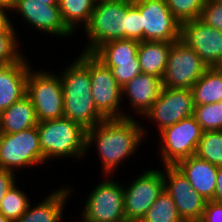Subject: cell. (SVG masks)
Returning <instances> with one entry per match:
<instances>
[{"label": "cell", "instance_id": "36", "mask_svg": "<svg viewBox=\"0 0 222 222\" xmlns=\"http://www.w3.org/2000/svg\"><path fill=\"white\" fill-rule=\"evenodd\" d=\"M15 172L0 168V201L5 196L7 191L16 183Z\"/></svg>", "mask_w": 222, "mask_h": 222}, {"label": "cell", "instance_id": "11", "mask_svg": "<svg viewBox=\"0 0 222 222\" xmlns=\"http://www.w3.org/2000/svg\"><path fill=\"white\" fill-rule=\"evenodd\" d=\"M164 190L163 170L148 169L124 185V215L127 222H140Z\"/></svg>", "mask_w": 222, "mask_h": 222}, {"label": "cell", "instance_id": "12", "mask_svg": "<svg viewBox=\"0 0 222 222\" xmlns=\"http://www.w3.org/2000/svg\"><path fill=\"white\" fill-rule=\"evenodd\" d=\"M133 4L142 16L144 41L180 40L181 24L169 10L166 0H133Z\"/></svg>", "mask_w": 222, "mask_h": 222}, {"label": "cell", "instance_id": "15", "mask_svg": "<svg viewBox=\"0 0 222 222\" xmlns=\"http://www.w3.org/2000/svg\"><path fill=\"white\" fill-rule=\"evenodd\" d=\"M180 40L192 48L208 67H217L222 61V31L200 19L181 24Z\"/></svg>", "mask_w": 222, "mask_h": 222}, {"label": "cell", "instance_id": "33", "mask_svg": "<svg viewBox=\"0 0 222 222\" xmlns=\"http://www.w3.org/2000/svg\"><path fill=\"white\" fill-rule=\"evenodd\" d=\"M126 39L144 41V28L142 27V16L140 10L131 0L127 4L126 11Z\"/></svg>", "mask_w": 222, "mask_h": 222}, {"label": "cell", "instance_id": "5", "mask_svg": "<svg viewBox=\"0 0 222 222\" xmlns=\"http://www.w3.org/2000/svg\"><path fill=\"white\" fill-rule=\"evenodd\" d=\"M33 70L31 67L27 76L26 95L33 103L38 121L63 117V90L59 73Z\"/></svg>", "mask_w": 222, "mask_h": 222}, {"label": "cell", "instance_id": "37", "mask_svg": "<svg viewBox=\"0 0 222 222\" xmlns=\"http://www.w3.org/2000/svg\"><path fill=\"white\" fill-rule=\"evenodd\" d=\"M11 11V7H0V31L15 30L7 12Z\"/></svg>", "mask_w": 222, "mask_h": 222}, {"label": "cell", "instance_id": "17", "mask_svg": "<svg viewBox=\"0 0 222 222\" xmlns=\"http://www.w3.org/2000/svg\"><path fill=\"white\" fill-rule=\"evenodd\" d=\"M31 67L25 56L15 63L0 65V113L26 95Z\"/></svg>", "mask_w": 222, "mask_h": 222}, {"label": "cell", "instance_id": "20", "mask_svg": "<svg viewBox=\"0 0 222 222\" xmlns=\"http://www.w3.org/2000/svg\"><path fill=\"white\" fill-rule=\"evenodd\" d=\"M71 190L67 186L53 190L32 208L30 202L26 212L15 222H61Z\"/></svg>", "mask_w": 222, "mask_h": 222}, {"label": "cell", "instance_id": "21", "mask_svg": "<svg viewBox=\"0 0 222 222\" xmlns=\"http://www.w3.org/2000/svg\"><path fill=\"white\" fill-rule=\"evenodd\" d=\"M39 123L31 99L25 95L0 113V134H13Z\"/></svg>", "mask_w": 222, "mask_h": 222}, {"label": "cell", "instance_id": "16", "mask_svg": "<svg viewBox=\"0 0 222 222\" xmlns=\"http://www.w3.org/2000/svg\"><path fill=\"white\" fill-rule=\"evenodd\" d=\"M11 11L20 13L23 23L30 27L51 34L53 37H69L74 34L63 22L58 5H46L35 0H13Z\"/></svg>", "mask_w": 222, "mask_h": 222}, {"label": "cell", "instance_id": "27", "mask_svg": "<svg viewBox=\"0 0 222 222\" xmlns=\"http://www.w3.org/2000/svg\"><path fill=\"white\" fill-rule=\"evenodd\" d=\"M29 195L15 184L0 201V212L11 222L17 221L30 204Z\"/></svg>", "mask_w": 222, "mask_h": 222}, {"label": "cell", "instance_id": "39", "mask_svg": "<svg viewBox=\"0 0 222 222\" xmlns=\"http://www.w3.org/2000/svg\"><path fill=\"white\" fill-rule=\"evenodd\" d=\"M35 1L42 2L43 4L46 5H58L59 2V0H35Z\"/></svg>", "mask_w": 222, "mask_h": 222}, {"label": "cell", "instance_id": "34", "mask_svg": "<svg viewBox=\"0 0 222 222\" xmlns=\"http://www.w3.org/2000/svg\"><path fill=\"white\" fill-rule=\"evenodd\" d=\"M200 20L206 25L222 31V1L207 0Z\"/></svg>", "mask_w": 222, "mask_h": 222}, {"label": "cell", "instance_id": "10", "mask_svg": "<svg viewBox=\"0 0 222 222\" xmlns=\"http://www.w3.org/2000/svg\"><path fill=\"white\" fill-rule=\"evenodd\" d=\"M207 68L208 66L192 48L182 40H178L173 42L170 48L162 86L192 89Z\"/></svg>", "mask_w": 222, "mask_h": 222}, {"label": "cell", "instance_id": "40", "mask_svg": "<svg viewBox=\"0 0 222 222\" xmlns=\"http://www.w3.org/2000/svg\"><path fill=\"white\" fill-rule=\"evenodd\" d=\"M13 0H0V7H11Z\"/></svg>", "mask_w": 222, "mask_h": 222}, {"label": "cell", "instance_id": "32", "mask_svg": "<svg viewBox=\"0 0 222 222\" xmlns=\"http://www.w3.org/2000/svg\"><path fill=\"white\" fill-rule=\"evenodd\" d=\"M106 67L111 69L116 82L124 87L134 77L142 73L139 61L125 62H102Z\"/></svg>", "mask_w": 222, "mask_h": 222}, {"label": "cell", "instance_id": "26", "mask_svg": "<svg viewBox=\"0 0 222 222\" xmlns=\"http://www.w3.org/2000/svg\"><path fill=\"white\" fill-rule=\"evenodd\" d=\"M140 222H184L171 196L163 190Z\"/></svg>", "mask_w": 222, "mask_h": 222}, {"label": "cell", "instance_id": "19", "mask_svg": "<svg viewBox=\"0 0 222 222\" xmlns=\"http://www.w3.org/2000/svg\"><path fill=\"white\" fill-rule=\"evenodd\" d=\"M206 201H212L216 190L218 167L208 161L192 155L175 165Z\"/></svg>", "mask_w": 222, "mask_h": 222}, {"label": "cell", "instance_id": "29", "mask_svg": "<svg viewBox=\"0 0 222 222\" xmlns=\"http://www.w3.org/2000/svg\"><path fill=\"white\" fill-rule=\"evenodd\" d=\"M193 116L203 131L222 130V101L194 106Z\"/></svg>", "mask_w": 222, "mask_h": 222}, {"label": "cell", "instance_id": "6", "mask_svg": "<svg viewBox=\"0 0 222 222\" xmlns=\"http://www.w3.org/2000/svg\"><path fill=\"white\" fill-rule=\"evenodd\" d=\"M43 163L37 126L18 133L0 134V168L16 173Z\"/></svg>", "mask_w": 222, "mask_h": 222}, {"label": "cell", "instance_id": "7", "mask_svg": "<svg viewBox=\"0 0 222 222\" xmlns=\"http://www.w3.org/2000/svg\"><path fill=\"white\" fill-rule=\"evenodd\" d=\"M89 193L81 222H127L124 215V185L105 176ZM109 177V178H108Z\"/></svg>", "mask_w": 222, "mask_h": 222}, {"label": "cell", "instance_id": "13", "mask_svg": "<svg viewBox=\"0 0 222 222\" xmlns=\"http://www.w3.org/2000/svg\"><path fill=\"white\" fill-rule=\"evenodd\" d=\"M194 112L192 89L163 87L159 97L143 116L157 123L159 132L190 117Z\"/></svg>", "mask_w": 222, "mask_h": 222}, {"label": "cell", "instance_id": "35", "mask_svg": "<svg viewBox=\"0 0 222 222\" xmlns=\"http://www.w3.org/2000/svg\"><path fill=\"white\" fill-rule=\"evenodd\" d=\"M199 222H222V204L206 201L205 209Z\"/></svg>", "mask_w": 222, "mask_h": 222}, {"label": "cell", "instance_id": "41", "mask_svg": "<svg viewBox=\"0 0 222 222\" xmlns=\"http://www.w3.org/2000/svg\"><path fill=\"white\" fill-rule=\"evenodd\" d=\"M0 222H11L0 212Z\"/></svg>", "mask_w": 222, "mask_h": 222}, {"label": "cell", "instance_id": "14", "mask_svg": "<svg viewBox=\"0 0 222 222\" xmlns=\"http://www.w3.org/2000/svg\"><path fill=\"white\" fill-rule=\"evenodd\" d=\"M163 169L164 190L173 199L179 216L184 222H199L206 200L176 166H164Z\"/></svg>", "mask_w": 222, "mask_h": 222}, {"label": "cell", "instance_id": "42", "mask_svg": "<svg viewBox=\"0 0 222 222\" xmlns=\"http://www.w3.org/2000/svg\"><path fill=\"white\" fill-rule=\"evenodd\" d=\"M220 70H222V61L220 62V64L217 66Z\"/></svg>", "mask_w": 222, "mask_h": 222}, {"label": "cell", "instance_id": "23", "mask_svg": "<svg viewBox=\"0 0 222 222\" xmlns=\"http://www.w3.org/2000/svg\"><path fill=\"white\" fill-rule=\"evenodd\" d=\"M194 106L222 101V70L208 67L192 87Z\"/></svg>", "mask_w": 222, "mask_h": 222}, {"label": "cell", "instance_id": "31", "mask_svg": "<svg viewBox=\"0 0 222 222\" xmlns=\"http://www.w3.org/2000/svg\"><path fill=\"white\" fill-rule=\"evenodd\" d=\"M16 32V30L0 31V65L15 63L24 56Z\"/></svg>", "mask_w": 222, "mask_h": 222}, {"label": "cell", "instance_id": "30", "mask_svg": "<svg viewBox=\"0 0 222 222\" xmlns=\"http://www.w3.org/2000/svg\"><path fill=\"white\" fill-rule=\"evenodd\" d=\"M207 0H166L174 18L180 23L200 19Z\"/></svg>", "mask_w": 222, "mask_h": 222}, {"label": "cell", "instance_id": "9", "mask_svg": "<svg viewBox=\"0 0 222 222\" xmlns=\"http://www.w3.org/2000/svg\"><path fill=\"white\" fill-rule=\"evenodd\" d=\"M91 91L95 107L105 119L136 118L120 108L122 87L116 82L111 69L90 53Z\"/></svg>", "mask_w": 222, "mask_h": 222}, {"label": "cell", "instance_id": "3", "mask_svg": "<svg viewBox=\"0 0 222 222\" xmlns=\"http://www.w3.org/2000/svg\"><path fill=\"white\" fill-rule=\"evenodd\" d=\"M39 145L46 161L56 158L86 157V129L81 125L61 117L37 124Z\"/></svg>", "mask_w": 222, "mask_h": 222}, {"label": "cell", "instance_id": "25", "mask_svg": "<svg viewBox=\"0 0 222 222\" xmlns=\"http://www.w3.org/2000/svg\"><path fill=\"white\" fill-rule=\"evenodd\" d=\"M97 0H59L58 6L66 26L75 33L76 28L83 23H89Z\"/></svg>", "mask_w": 222, "mask_h": 222}, {"label": "cell", "instance_id": "28", "mask_svg": "<svg viewBox=\"0 0 222 222\" xmlns=\"http://www.w3.org/2000/svg\"><path fill=\"white\" fill-rule=\"evenodd\" d=\"M196 156L208 161L214 166H222V130L203 131L199 141Z\"/></svg>", "mask_w": 222, "mask_h": 222}, {"label": "cell", "instance_id": "22", "mask_svg": "<svg viewBox=\"0 0 222 222\" xmlns=\"http://www.w3.org/2000/svg\"><path fill=\"white\" fill-rule=\"evenodd\" d=\"M173 42L142 41L139 43L138 60L142 73L163 77Z\"/></svg>", "mask_w": 222, "mask_h": 222}, {"label": "cell", "instance_id": "8", "mask_svg": "<svg viewBox=\"0 0 222 222\" xmlns=\"http://www.w3.org/2000/svg\"><path fill=\"white\" fill-rule=\"evenodd\" d=\"M203 130L192 115L159 132L160 158L164 166H175L180 160L196 154Z\"/></svg>", "mask_w": 222, "mask_h": 222}, {"label": "cell", "instance_id": "24", "mask_svg": "<svg viewBox=\"0 0 222 222\" xmlns=\"http://www.w3.org/2000/svg\"><path fill=\"white\" fill-rule=\"evenodd\" d=\"M139 43L132 39H116L102 44L92 54L101 62L139 61Z\"/></svg>", "mask_w": 222, "mask_h": 222}, {"label": "cell", "instance_id": "1", "mask_svg": "<svg viewBox=\"0 0 222 222\" xmlns=\"http://www.w3.org/2000/svg\"><path fill=\"white\" fill-rule=\"evenodd\" d=\"M139 123L134 118L105 119L86 131V152L92 146L97 148L103 176L114 175L117 167L138 151L147 137L146 127Z\"/></svg>", "mask_w": 222, "mask_h": 222}, {"label": "cell", "instance_id": "18", "mask_svg": "<svg viewBox=\"0 0 222 222\" xmlns=\"http://www.w3.org/2000/svg\"><path fill=\"white\" fill-rule=\"evenodd\" d=\"M162 88L161 78L141 73L122 87V99L127 96L136 116L143 117L159 97Z\"/></svg>", "mask_w": 222, "mask_h": 222}, {"label": "cell", "instance_id": "4", "mask_svg": "<svg viewBox=\"0 0 222 222\" xmlns=\"http://www.w3.org/2000/svg\"><path fill=\"white\" fill-rule=\"evenodd\" d=\"M131 0H97L89 23L84 27L88 45L82 52L93 53L102 44L126 38V11Z\"/></svg>", "mask_w": 222, "mask_h": 222}, {"label": "cell", "instance_id": "38", "mask_svg": "<svg viewBox=\"0 0 222 222\" xmlns=\"http://www.w3.org/2000/svg\"><path fill=\"white\" fill-rule=\"evenodd\" d=\"M212 201L222 204V166L218 167L216 176V190Z\"/></svg>", "mask_w": 222, "mask_h": 222}, {"label": "cell", "instance_id": "2", "mask_svg": "<svg viewBox=\"0 0 222 222\" xmlns=\"http://www.w3.org/2000/svg\"><path fill=\"white\" fill-rule=\"evenodd\" d=\"M63 90V117L88 130L105 118L98 112L92 98L90 53L82 52L73 63L60 71Z\"/></svg>", "mask_w": 222, "mask_h": 222}]
</instances>
